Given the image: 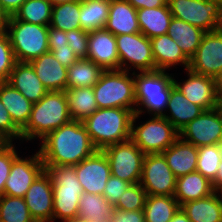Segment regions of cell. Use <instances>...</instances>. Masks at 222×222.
<instances>
[{"label":"cell","mask_w":222,"mask_h":222,"mask_svg":"<svg viewBox=\"0 0 222 222\" xmlns=\"http://www.w3.org/2000/svg\"><path fill=\"white\" fill-rule=\"evenodd\" d=\"M18 156L12 142H5L0 146V197L4 195V187L13 160Z\"/></svg>","instance_id":"42"},{"label":"cell","mask_w":222,"mask_h":222,"mask_svg":"<svg viewBox=\"0 0 222 222\" xmlns=\"http://www.w3.org/2000/svg\"><path fill=\"white\" fill-rule=\"evenodd\" d=\"M212 184L215 191L220 192L222 190V160L218 166L217 176Z\"/></svg>","instance_id":"51"},{"label":"cell","mask_w":222,"mask_h":222,"mask_svg":"<svg viewBox=\"0 0 222 222\" xmlns=\"http://www.w3.org/2000/svg\"><path fill=\"white\" fill-rule=\"evenodd\" d=\"M88 37L89 32L82 29H74L66 32L68 45L79 59L87 57Z\"/></svg>","instance_id":"43"},{"label":"cell","mask_w":222,"mask_h":222,"mask_svg":"<svg viewBox=\"0 0 222 222\" xmlns=\"http://www.w3.org/2000/svg\"><path fill=\"white\" fill-rule=\"evenodd\" d=\"M219 107L222 110V93L220 94Z\"/></svg>","instance_id":"57"},{"label":"cell","mask_w":222,"mask_h":222,"mask_svg":"<svg viewBox=\"0 0 222 222\" xmlns=\"http://www.w3.org/2000/svg\"><path fill=\"white\" fill-rule=\"evenodd\" d=\"M52 4V6L54 5H58V4H62V3H69V2H74V1H81V0H49Z\"/></svg>","instance_id":"55"},{"label":"cell","mask_w":222,"mask_h":222,"mask_svg":"<svg viewBox=\"0 0 222 222\" xmlns=\"http://www.w3.org/2000/svg\"><path fill=\"white\" fill-rule=\"evenodd\" d=\"M52 4L49 0H26L13 15L17 20L49 26Z\"/></svg>","instance_id":"37"},{"label":"cell","mask_w":222,"mask_h":222,"mask_svg":"<svg viewBox=\"0 0 222 222\" xmlns=\"http://www.w3.org/2000/svg\"><path fill=\"white\" fill-rule=\"evenodd\" d=\"M9 15L2 9L0 5V33L6 32Z\"/></svg>","instance_id":"52"},{"label":"cell","mask_w":222,"mask_h":222,"mask_svg":"<svg viewBox=\"0 0 222 222\" xmlns=\"http://www.w3.org/2000/svg\"><path fill=\"white\" fill-rule=\"evenodd\" d=\"M74 166L83 193L103 195L111 175L110 164L104 152L97 150L93 155Z\"/></svg>","instance_id":"16"},{"label":"cell","mask_w":222,"mask_h":222,"mask_svg":"<svg viewBox=\"0 0 222 222\" xmlns=\"http://www.w3.org/2000/svg\"><path fill=\"white\" fill-rule=\"evenodd\" d=\"M179 209L174 196L147 195L143 209L145 222H170Z\"/></svg>","instance_id":"34"},{"label":"cell","mask_w":222,"mask_h":222,"mask_svg":"<svg viewBox=\"0 0 222 222\" xmlns=\"http://www.w3.org/2000/svg\"><path fill=\"white\" fill-rule=\"evenodd\" d=\"M170 222H191L187 215L180 208Z\"/></svg>","instance_id":"53"},{"label":"cell","mask_w":222,"mask_h":222,"mask_svg":"<svg viewBox=\"0 0 222 222\" xmlns=\"http://www.w3.org/2000/svg\"><path fill=\"white\" fill-rule=\"evenodd\" d=\"M26 0H0L2 9L9 15L12 16L20 8V6Z\"/></svg>","instance_id":"50"},{"label":"cell","mask_w":222,"mask_h":222,"mask_svg":"<svg viewBox=\"0 0 222 222\" xmlns=\"http://www.w3.org/2000/svg\"><path fill=\"white\" fill-rule=\"evenodd\" d=\"M105 29L115 36L140 32L137 9L127 0H110Z\"/></svg>","instance_id":"22"},{"label":"cell","mask_w":222,"mask_h":222,"mask_svg":"<svg viewBox=\"0 0 222 222\" xmlns=\"http://www.w3.org/2000/svg\"><path fill=\"white\" fill-rule=\"evenodd\" d=\"M120 57V69L139 72L154 71L151 40L141 32L115 36ZM132 66V68H130Z\"/></svg>","instance_id":"11"},{"label":"cell","mask_w":222,"mask_h":222,"mask_svg":"<svg viewBox=\"0 0 222 222\" xmlns=\"http://www.w3.org/2000/svg\"><path fill=\"white\" fill-rule=\"evenodd\" d=\"M66 222H83V221H79V220H69V221H66Z\"/></svg>","instance_id":"58"},{"label":"cell","mask_w":222,"mask_h":222,"mask_svg":"<svg viewBox=\"0 0 222 222\" xmlns=\"http://www.w3.org/2000/svg\"><path fill=\"white\" fill-rule=\"evenodd\" d=\"M172 16L205 32L220 29L222 3L218 0H168Z\"/></svg>","instance_id":"9"},{"label":"cell","mask_w":222,"mask_h":222,"mask_svg":"<svg viewBox=\"0 0 222 222\" xmlns=\"http://www.w3.org/2000/svg\"><path fill=\"white\" fill-rule=\"evenodd\" d=\"M205 33L202 29L174 17L167 32L189 59L195 54Z\"/></svg>","instance_id":"30"},{"label":"cell","mask_w":222,"mask_h":222,"mask_svg":"<svg viewBox=\"0 0 222 222\" xmlns=\"http://www.w3.org/2000/svg\"><path fill=\"white\" fill-rule=\"evenodd\" d=\"M172 18L168 3L157 8L137 9L140 32L149 39L167 34Z\"/></svg>","instance_id":"29"},{"label":"cell","mask_w":222,"mask_h":222,"mask_svg":"<svg viewBox=\"0 0 222 222\" xmlns=\"http://www.w3.org/2000/svg\"><path fill=\"white\" fill-rule=\"evenodd\" d=\"M105 70L93 91L98 108H127L135 113L134 71Z\"/></svg>","instance_id":"6"},{"label":"cell","mask_w":222,"mask_h":222,"mask_svg":"<svg viewBox=\"0 0 222 222\" xmlns=\"http://www.w3.org/2000/svg\"><path fill=\"white\" fill-rule=\"evenodd\" d=\"M114 205L103 196L82 193L77 220L83 222H110Z\"/></svg>","instance_id":"31"},{"label":"cell","mask_w":222,"mask_h":222,"mask_svg":"<svg viewBox=\"0 0 222 222\" xmlns=\"http://www.w3.org/2000/svg\"><path fill=\"white\" fill-rule=\"evenodd\" d=\"M222 68V30L206 32L195 54L190 58L189 70L215 78Z\"/></svg>","instance_id":"14"},{"label":"cell","mask_w":222,"mask_h":222,"mask_svg":"<svg viewBox=\"0 0 222 222\" xmlns=\"http://www.w3.org/2000/svg\"><path fill=\"white\" fill-rule=\"evenodd\" d=\"M105 70L87 58L78 59L67 68V87H93Z\"/></svg>","instance_id":"33"},{"label":"cell","mask_w":222,"mask_h":222,"mask_svg":"<svg viewBox=\"0 0 222 222\" xmlns=\"http://www.w3.org/2000/svg\"><path fill=\"white\" fill-rule=\"evenodd\" d=\"M16 62L8 34L0 33V82H7Z\"/></svg>","instance_id":"41"},{"label":"cell","mask_w":222,"mask_h":222,"mask_svg":"<svg viewBox=\"0 0 222 222\" xmlns=\"http://www.w3.org/2000/svg\"><path fill=\"white\" fill-rule=\"evenodd\" d=\"M0 100L7 108L13 123L22 130L29 121L33 103L8 82H0Z\"/></svg>","instance_id":"28"},{"label":"cell","mask_w":222,"mask_h":222,"mask_svg":"<svg viewBox=\"0 0 222 222\" xmlns=\"http://www.w3.org/2000/svg\"><path fill=\"white\" fill-rule=\"evenodd\" d=\"M152 44V55L155 63V70L166 71L172 66L184 65L183 70L189 68L190 59L182 52L168 34L150 39Z\"/></svg>","instance_id":"23"},{"label":"cell","mask_w":222,"mask_h":222,"mask_svg":"<svg viewBox=\"0 0 222 222\" xmlns=\"http://www.w3.org/2000/svg\"><path fill=\"white\" fill-rule=\"evenodd\" d=\"M188 79L178 82L174 78V85L192 103L211 110L219 106L220 93L214 78L196 74L189 69L186 70Z\"/></svg>","instance_id":"17"},{"label":"cell","mask_w":222,"mask_h":222,"mask_svg":"<svg viewBox=\"0 0 222 222\" xmlns=\"http://www.w3.org/2000/svg\"><path fill=\"white\" fill-rule=\"evenodd\" d=\"M179 137L195 147L216 145L222 140V110H204L180 132Z\"/></svg>","instance_id":"13"},{"label":"cell","mask_w":222,"mask_h":222,"mask_svg":"<svg viewBox=\"0 0 222 222\" xmlns=\"http://www.w3.org/2000/svg\"><path fill=\"white\" fill-rule=\"evenodd\" d=\"M214 192L212 182L195 171L176 179L174 198L181 206L188 201L205 198Z\"/></svg>","instance_id":"26"},{"label":"cell","mask_w":222,"mask_h":222,"mask_svg":"<svg viewBox=\"0 0 222 222\" xmlns=\"http://www.w3.org/2000/svg\"><path fill=\"white\" fill-rule=\"evenodd\" d=\"M97 150L82 121L72 120L43 138L38 151L44 166H74Z\"/></svg>","instance_id":"1"},{"label":"cell","mask_w":222,"mask_h":222,"mask_svg":"<svg viewBox=\"0 0 222 222\" xmlns=\"http://www.w3.org/2000/svg\"><path fill=\"white\" fill-rule=\"evenodd\" d=\"M134 112L127 108H98L82 123L98 150L130 140Z\"/></svg>","instance_id":"3"},{"label":"cell","mask_w":222,"mask_h":222,"mask_svg":"<svg viewBox=\"0 0 222 222\" xmlns=\"http://www.w3.org/2000/svg\"><path fill=\"white\" fill-rule=\"evenodd\" d=\"M29 63L48 91H65L67 68L61 65L51 52L44 53Z\"/></svg>","instance_id":"21"},{"label":"cell","mask_w":222,"mask_h":222,"mask_svg":"<svg viewBox=\"0 0 222 222\" xmlns=\"http://www.w3.org/2000/svg\"><path fill=\"white\" fill-rule=\"evenodd\" d=\"M217 147H218L219 152H220L221 157H222V140L217 144Z\"/></svg>","instance_id":"56"},{"label":"cell","mask_w":222,"mask_h":222,"mask_svg":"<svg viewBox=\"0 0 222 222\" xmlns=\"http://www.w3.org/2000/svg\"><path fill=\"white\" fill-rule=\"evenodd\" d=\"M72 121L69 114L68 99L65 91H48L37 103L33 104L26 126L21 130V139H43L49 133ZM37 137V138H36Z\"/></svg>","instance_id":"2"},{"label":"cell","mask_w":222,"mask_h":222,"mask_svg":"<svg viewBox=\"0 0 222 222\" xmlns=\"http://www.w3.org/2000/svg\"><path fill=\"white\" fill-rule=\"evenodd\" d=\"M87 59L104 70H119L120 57L115 35L104 29L89 31Z\"/></svg>","instance_id":"19"},{"label":"cell","mask_w":222,"mask_h":222,"mask_svg":"<svg viewBox=\"0 0 222 222\" xmlns=\"http://www.w3.org/2000/svg\"><path fill=\"white\" fill-rule=\"evenodd\" d=\"M138 118L139 114L134 113L130 139L145 155L162 153L179 138V132L163 116H153L144 124L136 126Z\"/></svg>","instance_id":"8"},{"label":"cell","mask_w":222,"mask_h":222,"mask_svg":"<svg viewBox=\"0 0 222 222\" xmlns=\"http://www.w3.org/2000/svg\"><path fill=\"white\" fill-rule=\"evenodd\" d=\"M65 93L72 120L83 121L98 109L93 87L66 88Z\"/></svg>","instance_id":"32"},{"label":"cell","mask_w":222,"mask_h":222,"mask_svg":"<svg viewBox=\"0 0 222 222\" xmlns=\"http://www.w3.org/2000/svg\"><path fill=\"white\" fill-rule=\"evenodd\" d=\"M162 154L176 178L196 171L198 147L183 141L180 137Z\"/></svg>","instance_id":"24"},{"label":"cell","mask_w":222,"mask_h":222,"mask_svg":"<svg viewBox=\"0 0 222 222\" xmlns=\"http://www.w3.org/2000/svg\"><path fill=\"white\" fill-rule=\"evenodd\" d=\"M6 29L17 62H31L49 52L48 26L17 20L12 15Z\"/></svg>","instance_id":"7"},{"label":"cell","mask_w":222,"mask_h":222,"mask_svg":"<svg viewBox=\"0 0 222 222\" xmlns=\"http://www.w3.org/2000/svg\"><path fill=\"white\" fill-rule=\"evenodd\" d=\"M215 191L211 195L188 201L180 206L191 222H222V196Z\"/></svg>","instance_id":"27"},{"label":"cell","mask_w":222,"mask_h":222,"mask_svg":"<svg viewBox=\"0 0 222 222\" xmlns=\"http://www.w3.org/2000/svg\"><path fill=\"white\" fill-rule=\"evenodd\" d=\"M49 52H51L55 59L66 68L72 66L79 59L69 46L49 48Z\"/></svg>","instance_id":"47"},{"label":"cell","mask_w":222,"mask_h":222,"mask_svg":"<svg viewBox=\"0 0 222 222\" xmlns=\"http://www.w3.org/2000/svg\"><path fill=\"white\" fill-rule=\"evenodd\" d=\"M146 198L147 192L140 183L130 184L114 205V208L124 211L143 210Z\"/></svg>","instance_id":"40"},{"label":"cell","mask_w":222,"mask_h":222,"mask_svg":"<svg viewBox=\"0 0 222 222\" xmlns=\"http://www.w3.org/2000/svg\"><path fill=\"white\" fill-rule=\"evenodd\" d=\"M214 80L216 82L219 93L221 94L222 93V68L220 69V71L218 72Z\"/></svg>","instance_id":"54"},{"label":"cell","mask_w":222,"mask_h":222,"mask_svg":"<svg viewBox=\"0 0 222 222\" xmlns=\"http://www.w3.org/2000/svg\"><path fill=\"white\" fill-rule=\"evenodd\" d=\"M222 160L216 145L198 147L196 171L213 182L217 176L218 166Z\"/></svg>","instance_id":"39"},{"label":"cell","mask_w":222,"mask_h":222,"mask_svg":"<svg viewBox=\"0 0 222 222\" xmlns=\"http://www.w3.org/2000/svg\"><path fill=\"white\" fill-rule=\"evenodd\" d=\"M7 82L33 104L48 92L29 62H16Z\"/></svg>","instance_id":"20"},{"label":"cell","mask_w":222,"mask_h":222,"mask_svg":"<svg viewBox=\"0 0 222 222\" xmlns=\"http://www.w3.org/2000/svg\"><path fill=\"white\" fill-rule=\"evenodd\" d=\"M35 222H53V187L44 170L23 197Z\"/></svg>","instance_id":"18"},{"label":"cell","mask_w":222,"mask_h":222,"mask_svg":"<svg viewBox=\"0 0 222 222\" xmlns=\"http://www.w3.org/2000/svg\"><path fill=\"white\" fill-rule=\"evenodd\" d=\"M135 9L165 6L168 0H127Z\"/></svg>","instance_id":"49"},{"label":"cell","mask_w":222,"mask_h":222,"mask_svg":"<svg viewBox=\"0 0 222 222\" xmlns=\"http://www.w3.org/2000/svg\"><path fill=\"white\" fill-rule=\"evenodd\" d=\"M5 143V141L0 137V146Z\"/></svg>","instance_id":"59"},{"label":"cell","mask_w":222,"mask_h":222,"mask_svg":"<svg viewBox=\"0 0 222 222\" xmlns=\"http://www.w3.org/2000/svg\"><path fill=\"white\" fill-rule=\"evenodd\" d=\"M176 179L162 153L145 155L140 184L147 195L174 196Z\"/></svg>","instance_id":"12"},{"label":"cell","mask_w":222,"mask_h":222,"mask_svg":"<svg viewBox=\"0 0 222 222\" xmlns=\"http://www.w3.org/2000/svg\"><path fill=\"white\" fill-rule=\"evenodd\" d=\"M129 185V182L110 175L106 183L103 196L109 201V203L115 205Z\"/></svg>","instance_id":"45"},{"label":"cell","mask_w":222,"mask_h":222,"mask_svg":"<svg viewBox=\"0 0 222 222\" xmlns=\"http://www.w3.org/2000/svg\"><path fill=\"white\" fill-rule=\"evenodd\" d=\"M220 30H222V20H221V23H220Z\"/></svg>","instance_id":"60"},{"label":"cell","mask_w":222,"mask_h":222,"mask_svg":"<svg viewBox=\"0 0 222 222\" xmlns=\"http://www.w3.org/2000/svg\"><path fill=\"white\" fill-rule=\"evenodd\" d=\"M135 80V113H147L152 116H163L167 109L171 89L174 85V75L164 70L136 72ZM141 106V107H140ZM143 108V109H142Z\"/></svg>","instance_id":"4"},{"label":"cell","mask_w":222,"mask_h":222,"mask_svg":"<svg viewBox=\"0 0 222 222\" xmlns=\"http://www.w3.org/2000/svg\"><path fill=\"white\" fill-rule=\"evenodd\" d=\"M48 46L49 48L69 46L66 32L48 26Z\"/></svg>","instance_id":"48"},{"label":"cell","mask_w":222,"mask_h":222,"mask_svg":"<svg viewBox=\"0 0 222 222\" xmlns=\"http://www.w3.org/2000/svg\"><path fill=\"white\" fill-rule=\"evenodd\" d=\"M0 222H35L23 197H0Z\"/></svg>","instance_id":"38"},{"label":"cell","mask_w":222,"mask_h":222,"mask_svg":"<svg viewBox=\"0 0 222 222\" xmlns=\"http://www.w3.org/2000/svg\"><path fill=\"white\" fill-rule=\"evenodd\" d=\"M110 222H145L143 210H119L114 208Z\"/></svg>","instance_id":"46"},{"label":"cell","mask_w":222,"mask_h":222,"mask_svg":"<svg viewBox=\"0 0 222 222\" xmlns=\"http://www.w3.org/2000/svg\"><path fill=\"white\" fill-rule=\"evenodd\" d=\"M0 137L5 142H13V139L21 140V130L13 123L7 108L0 100Z\"/></svg>","instance_id":"44"},{"label":"cell","mask_w":222,"mask_h":222,"mask_svg":"<svg viewBox=\"0 0 222 222\" xmlns=\"http://www.w3.org/2000/svg\"><path fill=\"white\" fill-rule=\"evenodd\" d=\"M53 187V222L76 220L78 217L80 196L83 193L75 173V166H45Z\"/></svg>","instance_id":"5"},{"label":"cell","mask_w":222,"mask_h":222,"mask_svg":"<svg viewBox=\"0 0 222 222\" xmlns=\"http://www.w3.org/2000/svg\"><path fill=\"white\" fill-rule=\"evenodd\" d=\"M167 111L163 115L180 132L189 122L198 117L204 109L189 101L181 91L174 86L171 89Z\"/></svg>","instance_id":"25"},{"label":"cell","mask_w":222,"mask_h":222,"mask_svg":"<svg viewBox=\"0 0 222 222\" xmlns=\"http://www.w3.org/2000/svg\"><path fill=\"white\" fill-rule=\"evenodd\" d=\"M102 151L109 161L111 175L130 184L140 183L145 154L131 139Z\"/></svg>","instance_id":"10"},{"label":"cell","mask_w":222,"mask_h":222,"mask_svg":"<svg viewBox=\"0 0 222 222\" xmlns=\"http://www.w3.org/2000/svg\"><path fill=\"white\" fill-rule=\"evenodd\" d=\"M80 11L81 1L54 5L52 6L51 23L49 26L64 32L81 29Z\"/></svg>","instance_id":"36"},{"label":"cell","mask_w":222,"mask_h":222,"mask_svg":"<svg viewBox=\"0 0 222 222\" xmlns=\"http://www.w3.org/2000/svg\"><path fill=\"white\" fill-rule=\"evenodd\" d=\"M110 9V0H81L80 25L85 31L104 29Z\"/></svg>","instance_id":"35"},{"label":"cell","mask_w":222,"mask_h":222,"mask_svg":"<svg viewBox=\"0 0 222 222\" xmlns=\"http://www.w3.org/2000/svg\"><path fill=\"white\" fill-rule=\"evenodd\" d=\"M45 170L39 151L32 157L18 155L11 165L6 180L4 194L11 197H24L35 179Z\"/></svg>","instance_id":"15"}]
</instances>
